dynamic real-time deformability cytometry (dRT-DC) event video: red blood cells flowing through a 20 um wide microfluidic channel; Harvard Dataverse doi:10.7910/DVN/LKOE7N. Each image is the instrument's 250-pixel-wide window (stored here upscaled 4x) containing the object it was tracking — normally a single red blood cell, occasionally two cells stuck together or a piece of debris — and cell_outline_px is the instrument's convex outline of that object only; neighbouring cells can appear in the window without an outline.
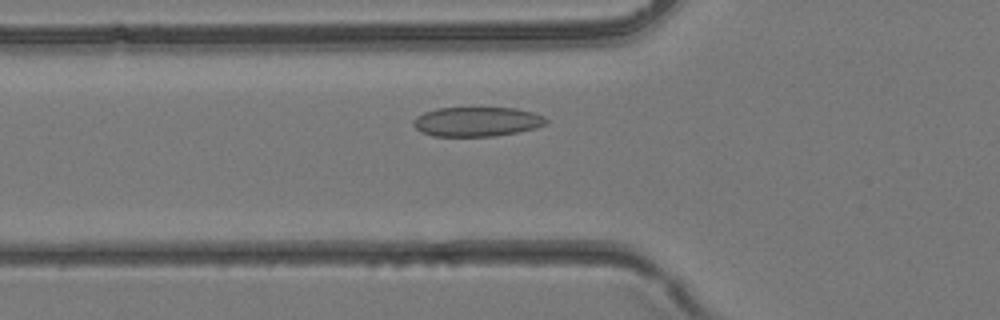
{"species": "common noctule bat (a hibernating species)", "species_latin": "Nyctalus noctula", "temperature_condition": "room temperature", "stored_images_in_passage": 36, "segment_of_instrument_passage": [1, 2], "camera_frame_rate_fps": 3000, "um_per_image_px": 0.085, "animal": {"sex": "female", "body_mass_g": 24.6, "forearm_length_mm": 56.2}, "frame": {"image": 1, "passage_image": 9, "time_ms": 2.667, "image_size_px": [1000, 320], "cell_outline_px": [[548, 124], [536, 128], [496, 136], [432, 136], [420, 132], [412, 124], [412, 120], [416, 116], [424, 112], [436, 108], [516, 108], [532, 112], [544, 116], [548, 120]], "centroid_in_image_um": [40.52, 10.34], "position_along_channel_um": 85.3, "area_um2": 23.0}}
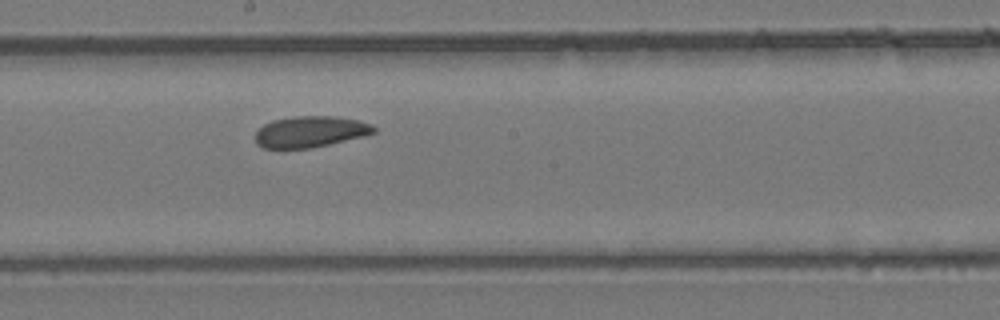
{"frame": {"image": 2, "passage_image": 17, "time_ms": 5.333, "image_size_px": [1000, 320], "cell_outline_px": [[376, 132], [364, 136], [312, 148], [264, 148], [256, 144], [256, 132], [264, 124], [272, 120], [292, 116], [336, 116], [356, 120], [372, 124], [376, 128]], "centroid_in_image_um": [26.38, 11.19], "position_along_channel_um": 221.8, "area_um2": 21.56}}
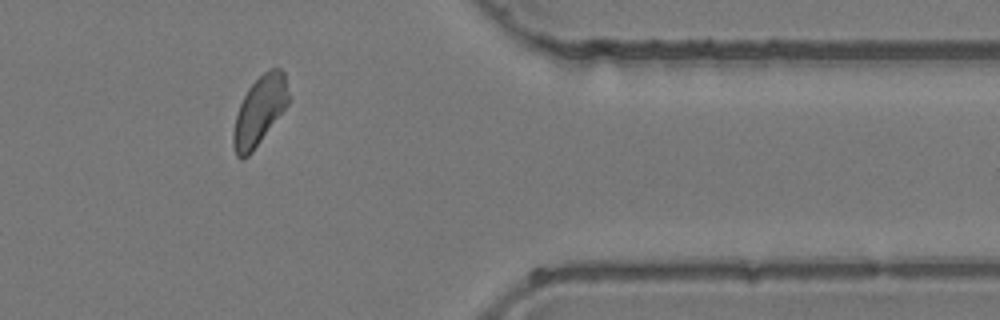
{"frame": {"image": 3, "passage_image": 28, "time_ms": 9.0, "image_size_px": [1000, 320], "cell_outline_px": [[288, 104], [252, 152], [248, 156], [240, 160], [236, 156], [232, 140], [232, 132], [236, 116], [240, 104], [248, 88], [264, 72], [272, 68], [280, 68], [284, 72], [288, 92]], "centroid_in_image_um": [22.04, 9.43], "position_along_channel_um": 389.4, "area_um2": 21.79}}